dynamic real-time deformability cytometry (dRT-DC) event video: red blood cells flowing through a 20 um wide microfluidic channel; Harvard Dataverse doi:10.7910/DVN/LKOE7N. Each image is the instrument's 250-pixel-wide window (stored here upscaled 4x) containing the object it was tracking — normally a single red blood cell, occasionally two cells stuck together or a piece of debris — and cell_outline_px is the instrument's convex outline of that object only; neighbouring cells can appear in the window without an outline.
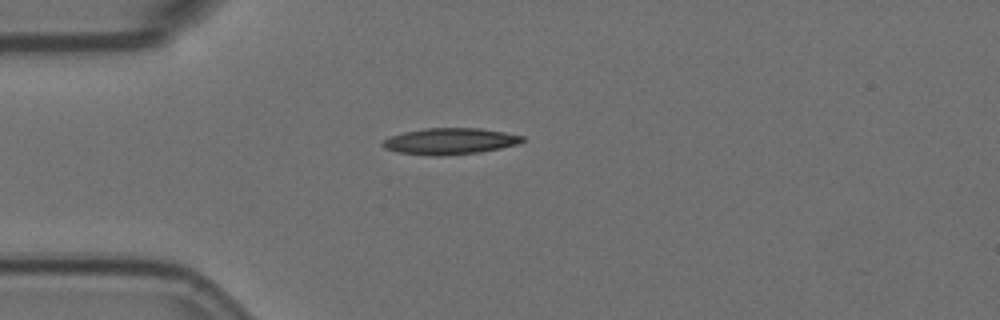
{"species": "Egyptian fruit bat (a non-hibernating species)", "species_latin": "Rousettus aegyptiacus", "temperature_condition": "room temperature", "stored_images_in_passage": 12, "camera_frame_rate_fps": 3000, "um_per_image_px": 0.085, "animal": {"sex": "female"}, "frame": {"image": 1, "passage_image": 1, "time_ms": 0.0, "image_size_px": [1000, 320], "cell_outline_px": [[524, 140], [520, 144], [480, 152], [440, 156], [432, 156], [400, 152], [384, 148], [380, 144], [388, 136], [404, 132], [424, 128], [480, 128], [504, 132], [524, 136]], "centroid_in_image_um": [38.24, 12.0], "position_along_channel_um": 46.8, "area_um2": 21.5}}
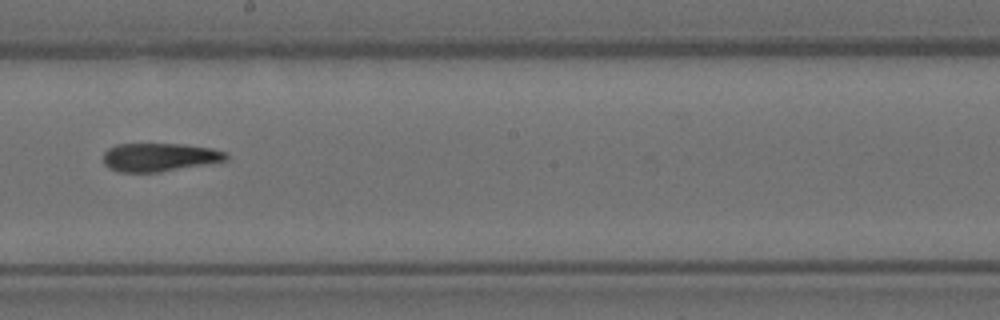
{"frame": {"image": 2, "passage_image": 6, "time_ms": 1.667, "image_size_px": [1000, 320], "cell_outline_px": [[228, 160], [160, 172], [120, 172], [108, 168], [104, 164], [104, 152], [108, 148], [116, 144], [184, 144], [212, 148], [224, 152], [228, 156]], "centroid_in_image_um": [13.53, 13.36], "position_along_channel_um": 234.7, "area_um2": 20.29}}
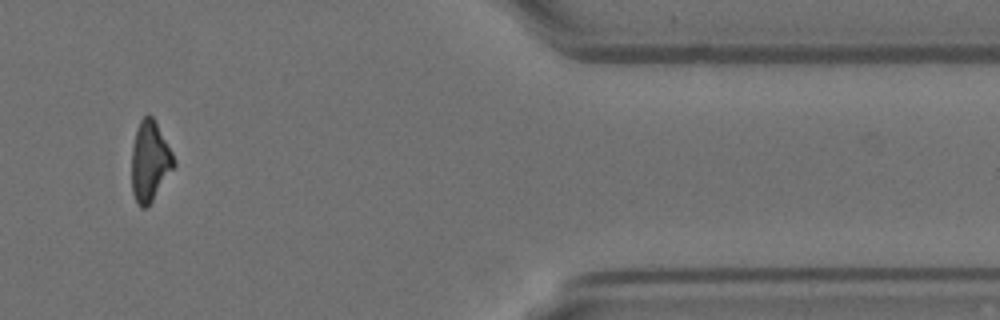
{"frame": {"image": 3, "passage_image": 10, "time_ms": 3.0, "image_size_px": [1000, 320], "cell_outline_px": [[176, 164], [152, 200], [144, 208], [140, 208], [136, 204], [132, 192], [132, 148], [136, 128], [140, 120], [148, 112], [152, 116], [172, 152], [176, 160]], "centroid_in_image_um": [12.72, 13.7], "position_along_channel_um": 398.7, "area_um2": 19.59}}